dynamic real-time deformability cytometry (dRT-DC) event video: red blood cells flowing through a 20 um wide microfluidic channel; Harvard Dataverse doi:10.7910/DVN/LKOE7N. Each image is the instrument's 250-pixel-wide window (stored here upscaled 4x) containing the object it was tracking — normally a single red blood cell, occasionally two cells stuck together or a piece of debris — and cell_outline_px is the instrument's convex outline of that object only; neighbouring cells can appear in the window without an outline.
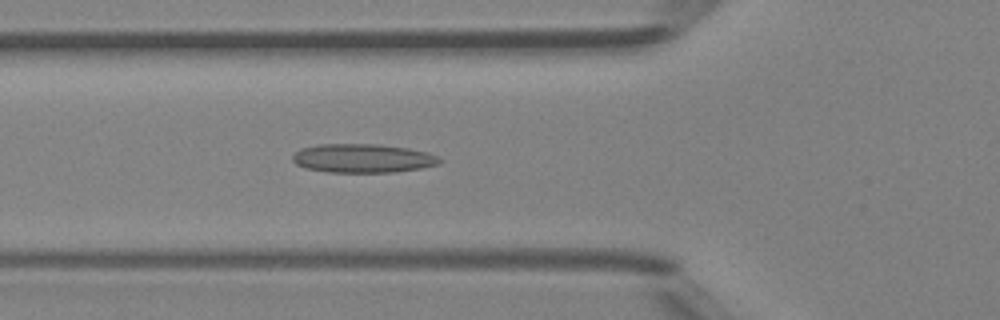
{"species": "Egyptian fruit bat (a non-hibernating species)", "species_latin": "Rousettus aegyptiacus", "temperature_condition": "room temperature", "stored_images_in_passage": 27, "camera_frame_rate_fps": 3000, "um_per_image_px": 0.085, "animal": {"sex": "female"}, "frame": {"image": 1, "passage_image": 7, "time_ms": 2.0, "image_size_px": [1000, 320], "cell_outline_px": [[440, 164], [420, 168], [396, 172], [328, 172], [304, 168], [296, 164], [292, 160], [292, 156], [300, 148], [320, 144], [376, 144], [408, 148], [428, 152], [436, 156], [440, 160]], "centroid_in_image_um": [30.81, 13.45], "position_along_channel_um": 95.0, "area_um2": 24.68}}
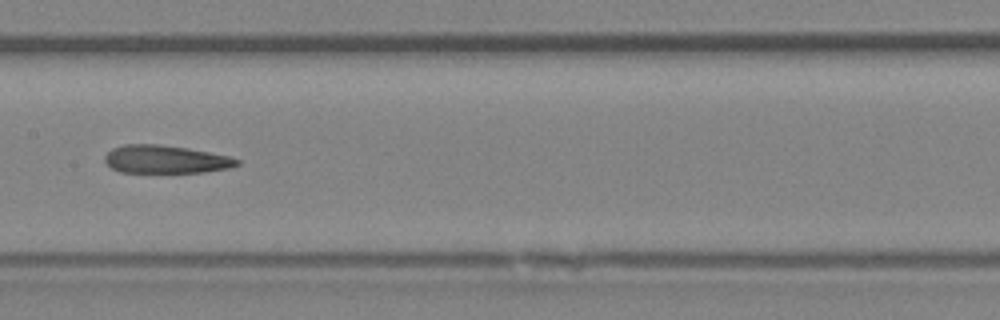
{"frame": {"image": 2, "passage_image": 14, "time_ms": 4.333, "image_size_px": [1000, 320], "cell_outline_px": [[240, 164], [228, 168], [204, 172], [120, 172], [112, 168], [104, 160], [104, 156], [112, 148], [124, 144], [156, 144], [188, 148], [228, 156], [240, 160]], "centroid_in_image_um": [14.06, 13.54], "position_along_channel_um": 193.3, "area_um2": 21.44}}
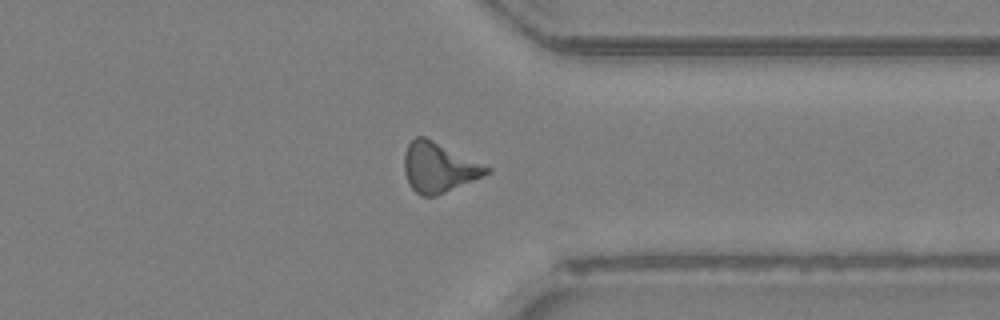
{"frame": {"image": 3, "passage_image": 27, "time_ms": 8.667, "image_size_px": [1000, 320], "cell_outline_px": [[492, 172], [436, 196], [420, 196], [408, 184], [404, 172], [404, 156], [408, 144], [416, 136], [424, 136], [492, 168]], "centroid_in_image_um": [37.28, 14.24], "position_along_channel_um": 374.1, "area_um2": 23.76}, "authors_computed_cell_mechanics": {"area_um2": 22.6576, "velocity_mm_per_s": 4.233, "shape_relaxation_time_tau1_ms": null, "shape_relaxation_time_tau2_ms": 3.4402, "deformation_change_tau1": null, "deformation_change_tau2": 0.1536}}